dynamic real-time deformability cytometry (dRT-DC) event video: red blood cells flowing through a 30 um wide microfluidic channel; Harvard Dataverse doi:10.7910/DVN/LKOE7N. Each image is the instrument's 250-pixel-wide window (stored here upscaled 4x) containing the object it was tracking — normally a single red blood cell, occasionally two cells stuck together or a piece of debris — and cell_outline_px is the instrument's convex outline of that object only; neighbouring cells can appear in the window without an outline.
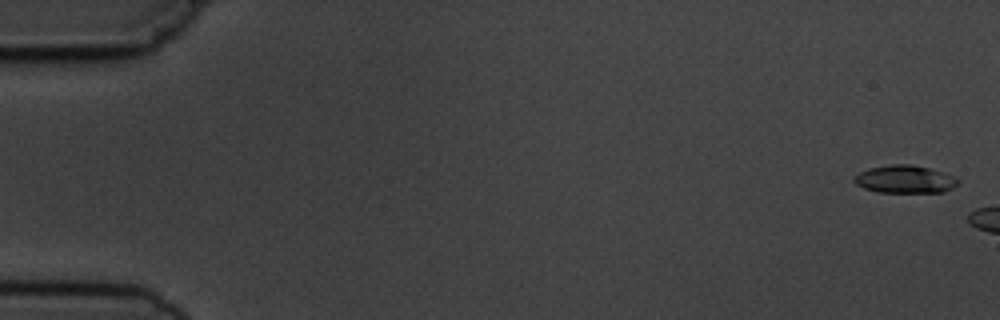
{"species": "common noctule bat (a hibernating species)", "species_latin": "Nyctalus noctula", "temperature_condition": "cold", "stored_images_in_passage": 3, "camera_frame_rate_fps": 3000, "um_per_image_px": 0.085, "animal": {"sex": "male", "body_mass_g": 19.5, "forearm_length_mm": 54.6}, "frame": {"image": 1, "passage_image": 1, "time_ms": 0.0, "image_size_px": [1000, 320], "cell_outline_px": [[960, 180], [952, 188], [944, 192], [880, 192], [864, 188], [856, 184], [852, 180], [860, 172], [868, 168], [892, 164], [912, 164], [944, 172], [956, 176]], "centroid_in_image_um": [76.94, 15.23], "position_along_channel_um": 8.1, "area_um2": 16.82}}